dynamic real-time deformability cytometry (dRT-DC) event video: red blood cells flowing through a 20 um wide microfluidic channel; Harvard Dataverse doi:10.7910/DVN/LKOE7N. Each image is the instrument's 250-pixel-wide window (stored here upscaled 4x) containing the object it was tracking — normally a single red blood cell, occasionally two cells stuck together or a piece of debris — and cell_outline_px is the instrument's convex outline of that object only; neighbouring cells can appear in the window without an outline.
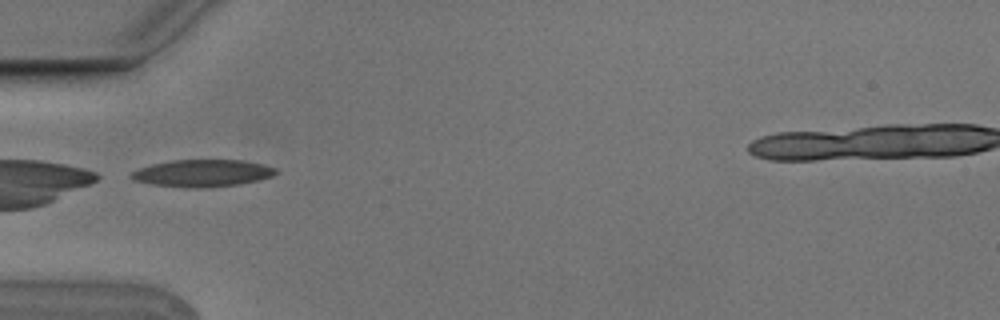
{"species": "Egyptian fruit bat (a non-hibernating species)", "species_latin": "Rousettus aegyptiacus", "temperature_condition": "cold", "stored_images_in_passage": 8, "camera_frame_rate_fps": 3000, "um_per_image_px": 0.085, "animal": {"sex": "male"}, "frame": {"image": 1, "passage_image": 6, "time_ms": 1.667, "image_size_px": [1000, 320], "cell_outline_px": [[280, 172], [272, 176], [260, 180], [240, 184], [208, 188], [184, 188], [152, 184], [132, 180], [128, 176], [132, 172], [140, 168], [152, 164], [172, 160], [240, 160], [264, 164], [276, 168]], "centroid_in_image_um": [17.23, 14.73], "position_along_channel_um": 67.8, "area_um2": 23.18}}
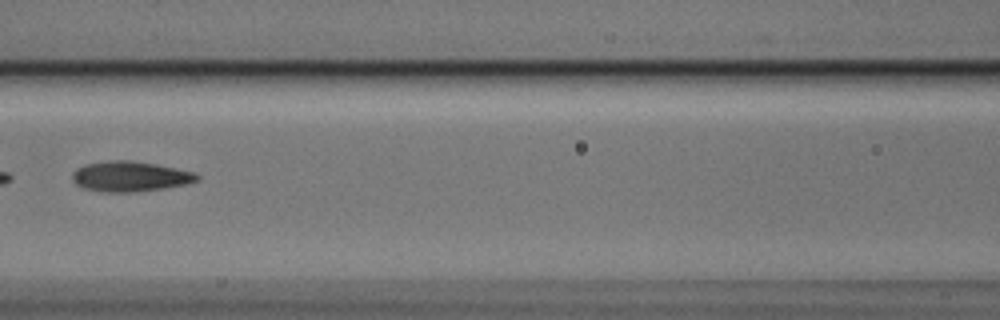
{"frame": {"image": 2, "passage_image": 8, "time_ms": 2.333, "image_size_px": [1000, 320], "cell_outline_px": [[200, 180], [184, 184], [164, 188], [132, 192], [104, 192], [84, 188], [76, 184], [72, 180], [72, 172], [76, 168], [84, 164], [112, 160], [128, 160], [156, 164], [196, 172], [200, 176]], "centroid_in_image_um": [11.05, 14.99], "position_along_channel_um": 155.5, "area_um2": 22.02}}